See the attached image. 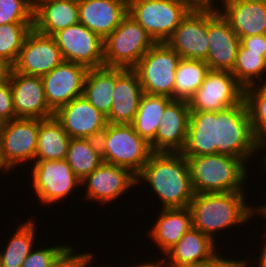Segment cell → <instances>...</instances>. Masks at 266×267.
<instances>
[{
  "instance_id": "18",
  "label": "cell",
  "mask_w": 266,
  "mask_h": 267,
  "mask_svg": "<svg viewBox=\"0 0 266 267\" xmlns=\"http://www.w3.org/2000/svg\"><path fill=\"white\" fill-rule=\"evenodd\" d=\"M70 138L98 140L107 126V118L93 107L83 96L74 98L54 113Z\"/></svg>"
},
{
  "instance_id": "8",
  "label": "cell",
  "mask_w": 266,
  "mask_h": 267,
  "mask_svg": "<svg viewBox=\"0 0 266 267\" xmlns=\"http://www.w3.org/2000/svg\"><path fill=\"white\" fill-rule=\"evenodd\" d=\"M181 57L166 43H155L138 61L137 73L144 93L174 99L176 70Z\"/></svg>"
},
{
  "instance_id": "50",
  "label": "cell",
  "mask_w": 266,
  "mask_h": 267,
  "mask_svg": "<svg viewBox=\"0 0 266 267\" xmlns=\"http://www.w3.org/2000/svg\"><path fill=\"white\" fill-rule=\"evenodd\" d=\"M2 171V172H1ZM11 171L9 169V167L3 162L1 153H0V172L2 173L1 175H3V173L8 174V172Z\"/></svg>"
},
{
  "instance_id": "9",
  "label": "cell",
  "mask_w": 266,
  "mask_h": 267,
  "mask_svg": "<svg viewBox=\"0 0 266 267\" xmlns=\"http://www.w3.org/2000/svg\"><path fill=\"white\" fill-rule=\"evenodd\" d=\"M30 166L29 180L32 190L40 204H58L75 193L76 187L81 186V180L74 174L70 165L64 160L34 161ZM32 179V180H31Z\"/></svg>"
},
{
  "instance_id": "47",
  "label": "cell",
  "mask_w": 266,
  "mask_h": 267,
  "mask_svg": "<svg viewBox=\"0 0 266 267\" xmlns=\"http://www.w3.org/2000/svg\"><path fill=\"white\" fill-rule=\"evenodd\" d=\"M152 261V262H151ZM156 261V262H155ZM155 261H153L152 259L149 261V260H147L146 262L145 261H142L143 262V264L142 263H140L139 265L137 264V265H132V266H130V267H165V265H164V262H163V259H161V258H159V260L157 261V260H155ZM145 262V263H144Z\"/></svg>"
},
{
  "instance_id": "45",
  "label": "cell",
  "mask_w": 266,
  "mask_h": 267,
  "mask_svg": "<svg viewBox=\"0 0 266 267\" xmlns=\"http://www.w3.org/2000/svg\"><path fill=\"white\" fill-rule=\"evenodd\" d=\"M262 236H263L262 238L263 239L265 238V239L262 241V245L261 246H263V247L260 248V250L261 249L262 250H261L260 254H258V255H260V257L258 258L257 256H255L257 258L256 260L258 261V262L255 261V263L253 264V265L256 264L255 267H266V233H264Z\"/></svg>"
},
{
  "instance_id": "32",
  "label": "cell",
  "mask_w": 266,
  "mask_h": 267,
  "mask_svg": "<svg viewBox=\"0 0 266 267\" xmlns=\"http://www.w3.org/2000/svg\"><path fill=\"white\" fill-rule=\"evenodd\" d=\"M65 160L74 174L83 180L103 162L99 141L90 138H71Z\"/></svg>"
},
{
  "instance_id": "51",
  "label": "cell",
  "mask_w": 266,
  "mask_h": 267,
  "mask_svg": "<svg viewBox=\"0 0 266 267\" xmlns=\"http://www.w3.org/2000/svg\"><path fill=\"white\" fill-rule=\"evenodd\" d=\"M238 1H266V0H238Z\"/></svg>"
},
{
  "instance_id": "17",
  "label": "cell",
  "mask_w": 266,
  "mask_h": 267,
  "mask_svg": "<svg viewBox=\"0 0 266 267\" xmlns=\"http://www.w3.org/2000/svg\"><path fill=\"white\" fill-rule=\"evenodd\" d=\"M87 71L88 68L84 65L63 61L41 76L47 104L54 113L74 98L83 95Z\"/></svg>"
},
{
  "instance_id": "49",
  "label": "cell",
  "mask_w": 266,
  "mask_h": 267,
  "mask_svg": "<svg viewBox=\"0 0 266 267\" xmlns=\"http://www.w3.org/2000/svg\"><path fill=\"white\" fill-rule=\"evenodd\" d=\"M262 150L265 151L264 152L265 155H263V158H261L262 160L264 159L263 161L261 160V162H263V169L265 171L266 170V137L258 141V152L261 153Z\"/></svg>"
},
{
  "instance_id": "14",
  "label": "cell",
  "mask_w": 266,
  "mask_h": 267,
  "mask_svg": "<svg viewBox=\"0 0 266 267\" xmlns=\"http://www.w3.org/2000/svg\"><path fill=\"white\" fill-rule=\"evenodd\" d=\"M83 185L86 186L84 199L95 200L100 205H109L129 189L138 187L136 175L130 170L105 162L81 180V188Z\"/></svg>"
},
{
  "instance_id": "22",
  "label": "cell",
  "mask_w": 266,
  "mask_h": 267,
  "mask_svg": "<svg viewBox=\"0 0 266 267\" xmlns=\"http://www.w3.org/2000/svg\"><path fill=\"white\" fill-rule=\"evenodd\" d=\"M144 91L133 69L115 68L113 103L107 123L132 124Z\"/></svg>"
},
{
  "instance_id": "2",
  "label": "cell",
  "mask_w": 266,
  "mask_h": 267,
  "mask_svg": "<svg viewBox=\"0 0 266 267\" xmlns=\"http://www.w3.org/2000/svg\"><path fill=\"white\" fill-rule=\"evenodd\" d=\"M136 181L150 185L162 209L187 208L194 196L188 163L181 153H153Z\"/></svg>"
},
{
  "instance_id": "36",
  "label": "cell",
  "mask_w": 266,
  "mask_h": 267,
  "mask_svg": "<svg viewBox=\"0 0 266 267\" xmlns=\"http://www.w3.org/2000/svg\"><path fill=\"white\" fill-rule=\"evenodd\" d=\"M245 101L256 139L266 137V83L245 88Z\"/></svg>"
},
{
  "instance_id": "19",
  "label": "cell",
  "mask_w": 266,
  "mask_h": 267,
  "mask_svg": "<svg viewBox=\"0 0 266 267\" xmlns=\"http://www.w3.org/2000/svg\"><path fill=\"white\" fill-rule=\"evenodd\" d=\"M9 84L16 119L43 120L54 117V112L49 108L45 98L41 76L20 74L12 70Z\"/></svg>"
},
{
  "instance_id": "20",
  "label": "cell",
  "mask_w": 266,
  "mask_h": 267,
  "mask_svg": "<svg viewBox=\"0 0 266 267\" xmlns=\"http://www.w3.org/2000/svg\"><path fill=\"white\" fill-rule=\"evenodd\" d=\"M188 101L172 99L166 106L161 124L150 144L153 153H181L187 140L190 120Z\"/></svg>"
},
{
  "instance_id": "39",
  "label": "cell",
  "mask_w": 266,
  "mask_h": 267,
  "mask_svg": "<svg viewBox=\"0 0 266 267\" xmlns=\"http://www.w3.org/2000/svg\"><path fill=\"white\" fill-rule=\"evenodd\" d=\"M16 119L9 80L0 85V120L4 123Z\"/></svg>"
},
{
  "instance_id": "37",
  "label": "cell",
  "mask_w": 266,
  "mask_h": 267,
  "mask_svg": "<svg viewBox=\"0 0 266 267\" xmlns=\"http://www.w3.org/2000/svg\"><path fill=\"white\" fill-rule=\"evenodd\" d=\"M34 0H0V25L33 23Z\"/></svg>"
},
{
  "instance_id": "38",
  "label": "cell",
  "mask_w": 266,
  "mask_h": 267,
  "mask_svg": "<svg viewBox=\"0 0 266 267\" xmlns=\"http://www.w3.org/2000/svg\"><path fill=\"white\" fill-rule=\"evenodd\" d=\"M69 243L55 244V246L34 249L27 256L22 267H48L52 264L68 247ZM36 248V249H35Z\"/></svg>"
},
{
  "instance_id": "25",
  "label": "cell",
  "mask_w": 266,
  "mask_h": 267,
  "mask_svg": "<svg viewBox=\"0 0 266 267\" xmlns=\"http://www.w3.org/2000/svg\"><path fill=\"white\" fill-rule=\"evenodd\" d=\"M79 22L78 0H34L33 29L52 36Z\"/></svg>"
},
{
  "instance_id": "13",
  "label": "cell",
  "mask_w": 266,
  "mask_h": 267,
  "mask_svg": "<svg viewBox=\"0 0 266 267\" xmlns=\"http://www.w3.org/2000/svg\"><path fill=\"white\" fill-rule=\"evenodd\" d=\"M166 43L183 59L206 60L210 44L208 7H193Z\"/></svg>"
},
{
  "instance_id": "42",
  "label": "cell",
  "mask_w": 266,
  "mask_h": 267,
  "mask_svg": "<svg viewBox=\"0 0 266 267\" xmlns=\"http://www.w3.org/2000/svg\"><path fill=\"white\" fill-rule=\"evenodd\" d=\"M94 254V252L91 253L89 251L82 252L67 267H91V263H95L94 259L96 257H93Z\"/></svg>"
},
{
  "instance_id": "1",
  "label": "cell",
  "mask_w": 266,
  "mask_h": 267,
  "mask_svg": "<svg viewBox=\"0 0 266 267\" xmlns=\"http://www.w3.org/2000/svg\"><path fill=\"white\" fill-rule=\"evenodd\" d=\"M245 193L234 191L194 194L189 205L193 228L216 242L220 231L224 232L234 226H245L244 223L261 215V206L252 207L248 204Z\"/></svg>"
},
{
  "instance_id": "30",
  "label": "cell",
  "mask_w": 266,
  "mask_h": 267,
  "mask_svg": "<svg viewBox=\"0 0 266 267\" xmlns=\"http://www.w3.org/2000/svg\"><path fill=\"white\" fill-rule=\"evenodd\" d=\"M172 98L143 93L132 125L136 133L149 144L155 140L164 109Z\"/></svg>"
},
{
  "instance_id": "48",
  "label": "cell",
  "mask_w": 266,
  "mask_h": 267,
  "mask_svg": "<svg viewBox=\"0 0 266 267\" xmlns=\"http://www.w3.org/2000/svg\"><path fill=\"white\" fill-rule=\"evenodd\" d=\"M248 261L250 263L252 262L250 259L248 260L247 258L245 260L244 259L241 260V258L239 260H238V258H236V259L231 258L230 259V267H253L252 265L251 266L249 265Z\"/></svg>"
},
{
  "instance_id": "16",
  "label": "cell",
  "mask_w": 266,
  "mask_h": 267,
  "mask_svg": "<svg viewBox=\"0 0 266 267\" xmlns=\"http://www.w3.org/2000/svg\"><path fill=\"white\" fill-rule=\"evenodd\" d=\"M64 61L61 50L52 36L32 29L26 36L13 71L33 76H43Z\"/></svg>"
},
{
  "instance_id": "3",
  "label": "cell",
  "mask_w": 266,
  "mask_h": 267,
  "mask_svg": "<svg viewBox=\"0 0 266 267\" xmlns=\"http://www.w3.org/2000/svg\"><path fill=\"white\" fill-rule=\"evenodd\" d=\"M185 157L194 194L245 191L251 173L243 159L220 154Z\"/></svg>"
},
{
  "instance_id": "24",
  "label": "cell",
  "mask_w": 266,
  "mask_h": 267,
  "mask_svg": "<svg viewBox=\"0 0 266 267\" xmlns=\"http://www.w3.org/2000/svg\"><path fill=\"white\" fill-rule=\"evenodd\" d=\"M219 1L218 10L239 38L266 34V1Z\"/></svg>"
},
{
  "instance_id": "21",
  "label": "cell",
  "mask_w": 266,
  "mask_h": 267,
  "mask_svg": "<svg viewBox=\"0 0 266 267\" xmlns=\"http://www.w3.org/2000/svg\"><path fill=\"white\" fill-rule=\"evenodd\" d=\"M217 242L195 228L188 230L183 237L163 256L166 267H201L213 262L217 253ZM164 257V258H163Z\"/></svg>"
},
{
  "instance_id": "29",
  "label": "cell",
  "mask_w": 266,
  "mask_h": 267,
  "mask_svg": "<svg viewBox=\"0 0 266 267\" xmlns=\"http://www.w3.org/2000/svg\"><path fill=\"white\" fill-rule=\"evenodd\" d=\"M70 140V136L54 117L43 120L39 119L34 161L66 159Z\"/></svg>"
},
{
  "instance_id": "11",
  "label": "cell",
  "mask_w": 266,
  "mask_h": 267,
  "mask_svg": "<svg viewBox=\"0 0 266 267\" xmlns=\"http://www.w3.org/2000/svg\"><path fill=\"white\" fill-rule=\"evenodd\" d=\"M64 61L88 69L104 67V40L80 22L52 35Z\"/></svg>"
},
{
  "instance_id": "44",
  "label": "cell",
  "mask_w": 266,
  "mask_h": 267,
  "mask_svg": "<svg viewBox=\"0 0 266 267\" xmlns=\"http://www.w3.org/2000/svg\"><path fill=\"white\" fill-rule=\"evenodd\" d=\"M224 256L225 257L223 258V256L220 254L213 262L205 264V265H203L201 267H230L229 256L227 257L226 254Z\"/></svg>"
},
{
  "instance_id": "28",
  "label": "cell",
  "mask_w": 266,
  "mask_h": 267,
  "mask_svg": "<svg viewBox=\"0 0 266 267\" xmlns=\"http://www.w3.org/2000/svg\"><path fill=\"white\" fill-rule=\"evenodd\" d=\"M115 68L88 69L83 88V97L106 117L113 103Z\"/></svg>"
},
{
  "instance_id": "35",
  "label": "cell",
  "mask_w": 266,
  "mask_h": 267,
  "mask_svg": "<svg viewBox=\"0 0 266 267\" xmlns=\"http://www.w3.org/2000/svg\"><path fill=\"white\" fill-rule=\"evenodd\" d=\"M33 23H9L0 25V58L12 66L15 64L27 34Z\"/></svg>"
},
{
  "instance_id": "27",
  "label": "cell",
  "mask_w": 266,
  "mask_h": 267,
  "mask_svg": "<svg viewBox=\"0 0 266 267\" xmlns=\"http://www.w3.org/2000/svg\"><path fill=\"white\" fill-rule=\"evenodd\" d=\"M217 112L191 111L187 140L181 154L202 156L216 154Z\"/></svg>"
},
{
  "instance_id": "43",
  "label": "cell",
  "mask_w": 266,
  "mask_h": 267,
  "mask_svg": "<svg viewBox=\"0 0 266 267\" xmlns=\"http://www.w3.org/2000/svg\"><path fill=\"white\" fill-rule=\"evenodd\" d=\"M13 66L5 59L0 58V85L9 80Z\"/></svg>"
},
{
  "instance_id": "52",
  "label": "cell",
  "mask_w": 266,
  "mask_h": 267,
  "mask_svg": "<svg viewBox=\"0 0 266 267\" xmlns=\"http://www.w3.org/2000/svg\"><path fill=\"white\" fill-rule=\"evenodd\" d=\"M2 126H3V122L0 120V130H1Z\"/></svg>"
},
{
  "instance_id": "46",
  "label": "cell",
  "mask_w": 266,
  "mask_h": 267,
  "mask_svg": "<svg viewBox=\"0 0 266 267\" xmlns=\"http://www.w3.org/2000/svg\"><path fill=\"white\" fill-rule=\"evenodd\" d=\"M193 7L217 6L218 0H187ZM217 2V3H216ZM216 3V5H215Z\"/></svg>"
},
{
  "instance_id": "34",
  "label": "cell",
  "mask_w": 266,
  "mask_h": 267,
  "mask_svg": "<svg viewBox=\"0 0 266 267\" xmlns=\"http://www.w3.org/2000/svg\"><path fill=\"white\" fill-rule=\"evenodd\" d=\"M266 58L262 52L250 51L241 43L238 48L233 76L244 87L266 83ZM260 81V82H259Z\"/></svg>"
},
{
  "instance_id": "7",
  "label": "cell",
  "mask_w": 266,
  "mask_h": 267,
  "mask_svg": "<svg viewBox=\"0 0 266 267\" xmlns=\"http://www.w3.org/2000/svg\"><path fill=\"white\" fill-rule=\"evenodd\" d=\"M156 42L127 14L104 40V67L133 69Z\"/></svg>"
},
{
  "instance_id": "26",
  "label": "cell",
  "mask_w": 266,
  "mask_h": 267,
  "mask_svg": "<svg viewBox=\"0 0 266 267\" xmlns=\"http://www.w3.org/2000/svg\"><path fill=\"white\" fill-rule=\"evenodd\" d=\"M159 217L147 231L162 255L178 243L183 235L193 227L192 214L187 208H160Z\"/></svg>"
},
{
  "instance_id": "41",
  "label": "cell",
  "mask_w": 266,
  "mask_h": 267,
  "mask_svg": "<svg viewBox=\"0 0 266 267\" xmlns=\"http://www.w3.org/2000/svg\"><path fill=\"white\" fill-rule=\"evenodd\" d=\"M70 245L52 264L48 267H67L80 253Z\"/></svg>"
},
{
  "instance_id": "23",
  "label": "cell",
  "mask_w": 266,
  "mask_h": 267,
  "mask_svg": "<svg viewBox=\"0 0 266 267\" xmlns=\"http://www.w3.org/2000/svg\"><path fill=\"white\" fill-rule=\"evenodd\" d=\"M79 22L105 40L128 14V0H78Z\"/></svg>"
},
{
  "instance_id": "40",
  "label": "cell",
  "mask_w": 266,
  "mask_h": 267,
  "mask_svg": "<svg viewBox=\"0 0 266 267\" xmlns=\"http://www.w3.org/2000/svg\"><path fill=\"white\" fill-rule=\"evenodd\" d=\"M240 43L250 51L262 52L266 58V34L240 38Z\"/></svg>"
},
{
  "instance_id": "5",
  "label": "cell",
  "mask_w": 266,
  "mask_h": 267,
  "mask_svg": "<svg viewBox=\"0 0 266 267\" xmlns=\"http://www.w3.org/2000/svg\"><path fill=\"white\" fill-rule=\"evenodd\" d=\"M98 141L103 162L127 168L136 176L153 154L132 124L108 123Z\"/></svg>"
},
{
  "instance_id": "12",
  "label": "cell",
  "mask_w": 266,
  "mask_h": 267,
  "mask_svg": "<svg viewBox=\"0 0 266 267\" xmlns=\"http://www.w3.org/2000/svg\"><path fill=\"white\" fill-rule=\"evenodd\" d=\"M38 131L39 119L17 118L3 123L0 153L11 172L19 165L34 162Z\"/></svg>"
},
{
  "instance_id": "10",
  "label": "cell",
  "mask_w": 266,
  "mask_h": 267,
  "mask_svg": "<svg viewBox=\"0 0 266 267\" xmlns=\"http://www.w3.org/2000/svg\"><path fill=\"white\" fill-rule=\"evenodd\" d=\"M244 98L245 88L231 72L210 70L188 105L191 111L217 112L241 103Z\"/></svg>"
},
{
  "instance_id": "4",
  "label": "cell",
  "mask_w": 266,
  "mask_h": 267,
  "mask_svg": "<svg viewBox=\"0 0 266 267\" xmlns=\"http://www.w3.org/2000/svg\"><path fill=\"white\" fill-rule=\"evenodd\" d=\"M216 145V154L239 157L247 164L258 154V140L252 129L245 99L237 105L217 111Z\"/></svg>"
},
{
  "instance_id": "33",
  "label": "cell",
  "mask_w": 266,
  "mask_h": 267,
  "mask_svg": "<svg viewBox=\"0 0 266 267\" xmlns=\"http://www.w3.org/2000/svg\"><path fill=\"white\" fill-rule=\"evenodd\" d=\"M210 70L205 60L181 58L176 70L174 99L189 101Z\"/></svg>"
},
{
  "instance_id": "6",
  "label": "cell",
  "mask_w": 266,
  "mask_h": 267,
  "mask_svg": "<svg viewBox=\"0 0 266 267\" xmlns=\"http://www.w3.org/2000/svg\"><path fill=\"white\" fill-rule=\"evenodd\" d=\"M192 8L187 0H128V14L156 43L166 42Z\"/></svg>"
},
{
  "instance_id": "15",
  "label": "cell",
  "mask_w": 266,
  "mask_h": 267,
  "mask_svg": "<svg viewBox=\"0 0 266 267\" xmlns=\"http://www.w3.org/2000/svg\"><path fill=\"white\" fill-rule=\"evenodd\" d=\"M208 38L207 65L214 71L232 72L240 38L216 6L208 7Z\"/></svg>"
},
{
  "instance_id": "31",
  "label": "cell",
  "mask_w": 266,
  "mask_h": 267,
  "mask_svg": "<svg viewBox=\"0 0 266 267\" xmlns=\"http://www.w3.org/2000/svg\"><path fill=\"white\" fill-rule=\"evenodd\" d=\"M31 219V220H30ZM28 220V221H27ZM25 222L17 226L10 236L5 250L0 249L1 267H22L23 262L34 249L36 242L35 218H27Z\"/></svg>"
}]
</instances>
